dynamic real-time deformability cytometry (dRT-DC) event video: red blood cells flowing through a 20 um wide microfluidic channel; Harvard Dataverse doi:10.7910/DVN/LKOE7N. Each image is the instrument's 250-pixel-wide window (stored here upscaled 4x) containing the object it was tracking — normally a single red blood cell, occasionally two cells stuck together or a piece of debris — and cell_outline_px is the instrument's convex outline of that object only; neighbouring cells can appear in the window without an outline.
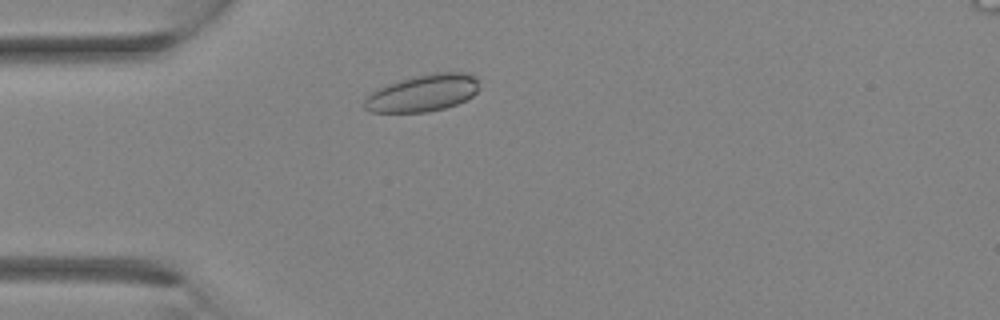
{"species": "Egyptian fruit bat (a non-hibernating species)", "species_latin": "Rousettus aegyptiacus", "temperature_condition": "room temperature", "stored_images_in_passage": 25, "camera_frame_rate_fps": 3000, "um_per_image_px": 0.085, "animal": {"sex": "female"}, "frame": {"image": 1, "passage_image": 1, "time_ms": 0.0, "image_size_px": [1000, 320], "cell_outline_px": [[476, 92], [472, 96], [456, 104], [444, 108], [428, 112], [368, 112], [364, 108], [364, 100], [372, 92], [388, 84], [412, 76], [436, 72], [468, 72], [476, 76]], "centroid_in_image_um": [35.92, 7.9], "position_along_channel_um": 49.1, "area_um2": 24.57}}
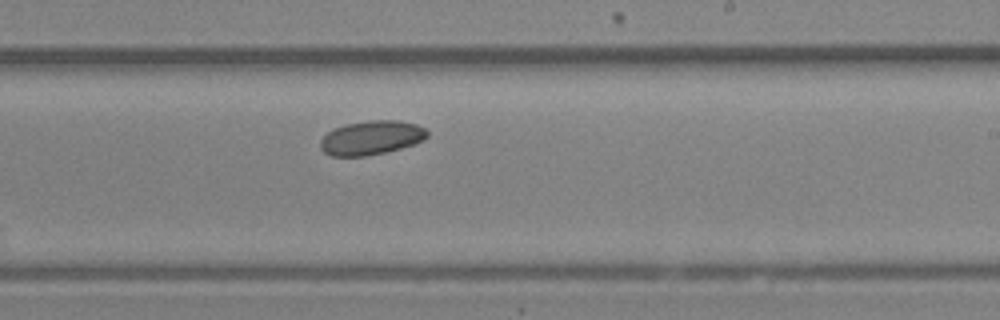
{"frame": {"image": 2, "passage_image": 12, "time_ms": 3.667, "image_size_px": [1000, 320], "cell_outline_px": [[428, 136], [416, 144], [384, 152], [364, 156], [332, 156], [324, 152], [320, 148], [320, 140], [332, 128], [348, 124], [368, 120], [396, 120], [416, 124], [424, 128], [428, 132]], "centroid_in_image_um": [31.55, 11.7], "position_along_channel_um": 257.4, "area_um2": 21.15}}
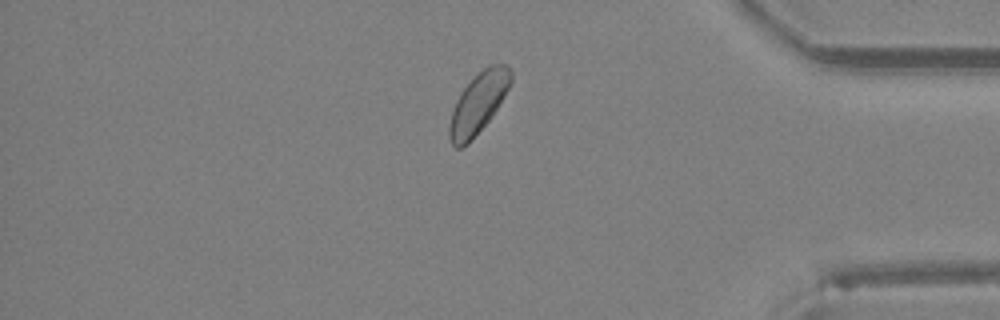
{"frame": {"image": 3, "passage_image": 20, "time_ms": 6.333, "image_size_px": [1000, 320], "cell_outline_px": [[512, 80], [504, 96], [488, 120], [468, 144], [460, 148], [456, 148], [452, 144], [448, 136], [448, 128], [452, 112], [456, 100], [464, 88], [488, 64], [508, 64], [512, 72]], "centroid_in_image_um": [40.65, 8.76], "position_along_channel_um": 394.6, "area_um2": 21.27}}